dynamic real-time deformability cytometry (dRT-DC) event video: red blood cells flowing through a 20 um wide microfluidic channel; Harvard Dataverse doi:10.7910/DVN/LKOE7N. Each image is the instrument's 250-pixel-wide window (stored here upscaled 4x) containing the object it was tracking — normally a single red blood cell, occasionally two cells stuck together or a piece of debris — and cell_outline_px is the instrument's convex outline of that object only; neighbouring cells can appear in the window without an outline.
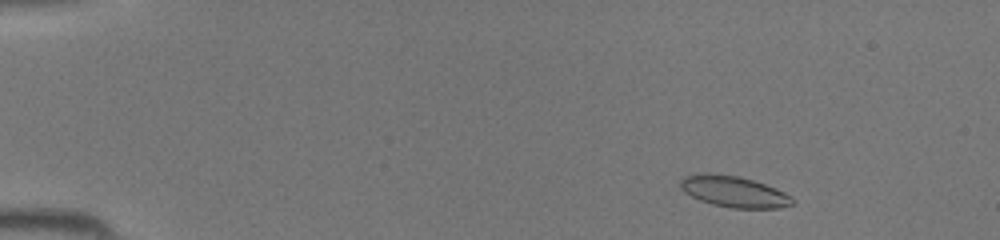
{"species": "common noctule bat (a hibernating species)", "species_latin": "Nyctalus noctula", "temperature_condition": "room temperature", "stored_images_in_passage": 42, "camera_frame_rate_fps": 3000, "um_per_image_px": 0.085, "animal": {"sex": "female", "body_mass_g": 19.5, "forearm_length_mm": 54.1}, "frame": {"image": 1, "passage_image": 4, "time_ms": 1.0, "image_size_px": [1000, 240], "cell_outline_px": [[796, 200], [792, 204], [780, 208], [732, 208], [712, 204], [700, 200], [684, 192], [680, 188], [680, 180], [684, 176], [704, 172], [708, 172], [736, 176], [752, 180], [776, 188], [792, 196]], "centroid_in_image_um": [62.38, 16.28], "position_along_channel_um": 22.6, "area_um2": 20.4}}
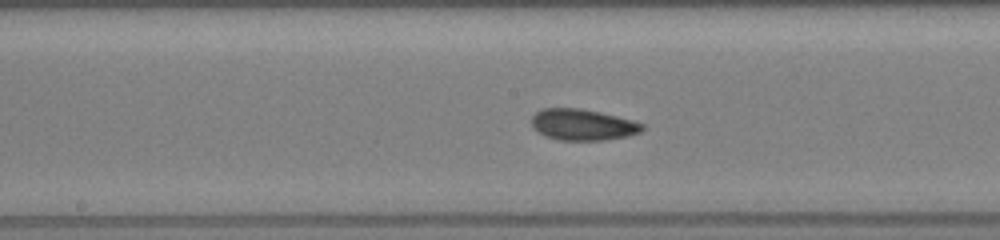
{"frame": {"image": 2, "passage_image": 22, "time_ms": 7.0, "image_size_px": [1000, 240], "cell_outline_px": [[644, 128], [640, 132], [628, 136], [604, 140], [560, 140], [544, 136], [536, 132], [532, 128], [532, 116], [540, 108], [580, 108], [600, 112], [632, 120], [644, 124]], "centroid_in_image_um": [49.49, 10.6], "position_along_channel_um": 198.7, "area_um2": 20.29}}
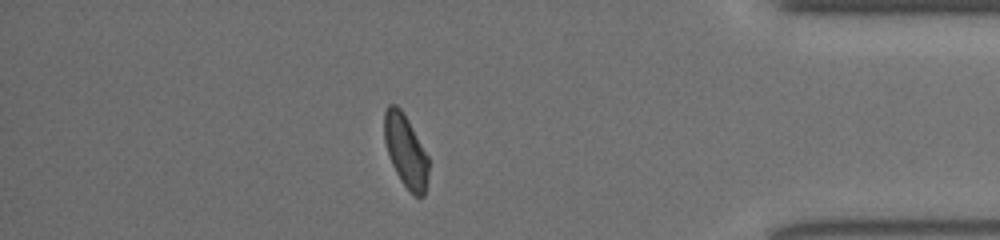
{"frame": {"image": 3, "passage_image": 37, "time_ms": 12.0, "image_size_px": [1000, 240], "cell_outline_px": [[428, 176], [424, 196], [416, 196], [400, 180], [392, 164], [384, 140], [384, 112], [388, 104], [396, 104], [400, 108], [408, 120], [428, 156]], "centroid_in_image_um": [34.47, 12.8], "position_along_channel_um": 400.7, "area_um2": 18.44}}